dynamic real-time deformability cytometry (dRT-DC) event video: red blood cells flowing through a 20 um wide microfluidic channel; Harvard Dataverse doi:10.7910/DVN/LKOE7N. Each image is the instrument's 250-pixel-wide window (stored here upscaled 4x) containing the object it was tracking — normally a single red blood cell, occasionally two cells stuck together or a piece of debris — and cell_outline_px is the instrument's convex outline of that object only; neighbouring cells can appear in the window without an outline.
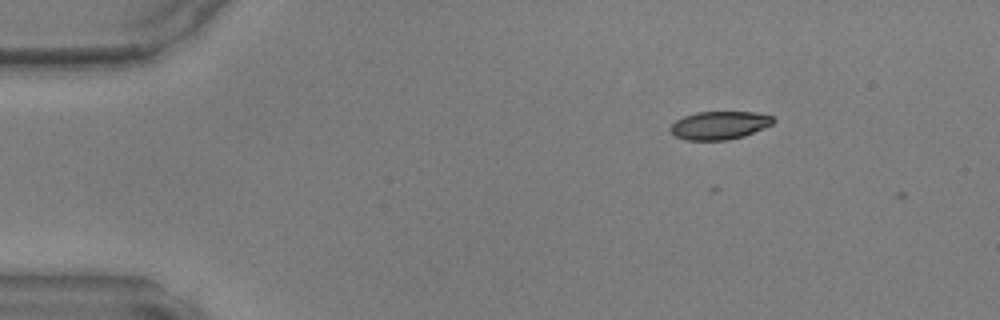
{"species": "common noctule bat (a hibernating species)", "species_latin": "Nyctalus noctula", "temperature_condition": "warm", "stored_images_in_passage": 4, "camera_frame_rate_fps": 3000, "um_per_image_px": 0.085, "animal": {"sex": "male", "body_mass_g": 17.9, "forearm_length_mm": 54.2}, "frame": {"image": 1, "passage_image": 2, "time_ms": 0.333, "image_size_px": [1000, 320], "cell_outline_px": [[776, 120], [772, 124], [764, 128], [744, 136], [728, 140], [688, 140], [676, 136], [668, 128], [676, 120], [684, 116], [696, 112], [756, 112], [772, 116]], "centroid_in_image_um": [61.17, 10.65], "position_along_channel_um": 23.8, "area_um2": 16.88}}